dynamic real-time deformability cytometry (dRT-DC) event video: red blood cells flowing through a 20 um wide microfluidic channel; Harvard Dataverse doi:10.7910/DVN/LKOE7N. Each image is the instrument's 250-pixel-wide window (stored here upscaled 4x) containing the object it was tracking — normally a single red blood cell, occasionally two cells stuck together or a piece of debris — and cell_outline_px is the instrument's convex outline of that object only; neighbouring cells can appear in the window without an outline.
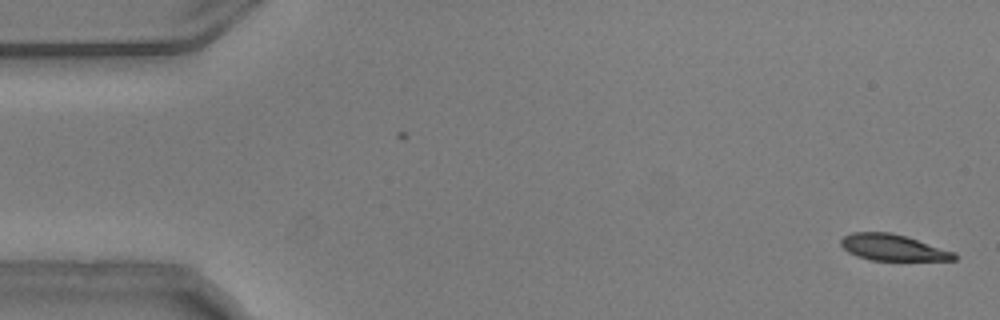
{"species": "common noctule bat (a hibernating species)", "species_latin": "Nyctalus noctula", "temperature_condition": "warm", "stored_images_in_passage": 15, "camera_frame_rate_fps": 3000, "um_per_image_px": 0.085, "animal": {"sex": "male", "body_mass_g": 20.5, "forearm_length_mm": 52.5}, "frame": {"image": 1, "passage_image": 1, "time_ms": 0.0, "image_size_px": [1000, 320], "cell_outline_px": [[956, 260], [872, 260], [856, 256], [848, 252], [840, 244], [840, 240], [844, 236], [852, 232], [892, 232], [956, 252]], "centroid_in_image_um": [75.88, 21.03], "position_along_channel_um": 9.1, "area_um2": 17.28}}